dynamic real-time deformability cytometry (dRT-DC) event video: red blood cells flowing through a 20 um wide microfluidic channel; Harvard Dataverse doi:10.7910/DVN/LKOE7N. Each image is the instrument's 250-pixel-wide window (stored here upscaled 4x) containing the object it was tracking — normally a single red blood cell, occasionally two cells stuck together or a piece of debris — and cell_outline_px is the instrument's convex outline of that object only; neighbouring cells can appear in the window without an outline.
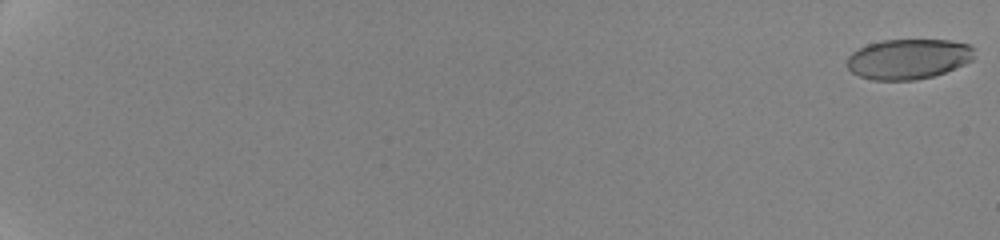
{"species": "human", "species_latin": "Homo sapiens", "temperature_condition": "cold", "stored_images_in_passage": 18, "camera_frame_rate_fps": 3000, "um_per_image_px": 0.085, "donor": {"sex": "female"}, "frame": {"image": 1, "passage_image": 1, "time_ms": 0.0, "image_size_px": [1000, 240], "cell_outline_px": [[972, 60], [964, 64], [944, 72], [932, 76], [916, 80], [872, 80], [860, 76], [852, 72], [848, 68], [848, 56], [852, 52], [868, 44], [880, 40], [948, 40], [968, 44], [972, 48]], "centroid_in_image_um": [77.18, 5.01], "position_along_channel_um": 7.8, "area_um2": 29.54}}